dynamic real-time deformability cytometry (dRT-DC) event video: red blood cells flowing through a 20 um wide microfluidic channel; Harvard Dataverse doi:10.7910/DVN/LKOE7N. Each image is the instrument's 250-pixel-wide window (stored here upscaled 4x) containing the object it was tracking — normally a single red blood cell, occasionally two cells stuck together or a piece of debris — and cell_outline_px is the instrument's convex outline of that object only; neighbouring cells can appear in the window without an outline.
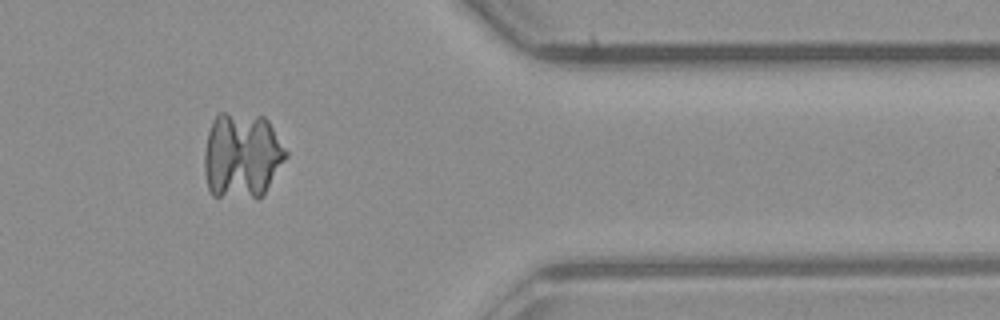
{"species": "common noctule bat (a hibernating species)", "species_latin": "Nyctalus noctula", "temperature_condition": "room temperature", "stored_images_in_passage": 36, "segment_of_instrument_passage": [2, 2], "camera_frame_rate_fps": 3000, "um_per_image_px": 0.085, "animal": {"sex": "male", "body_mass_g": 23.1, "forearm_length_mm": 52.7}, "frame": {"image": 1, "passage_image": 27, "time_ms": 8.667, "image_size_px": [1000, 320], "cell_outline_px": [[284, 156], [260, 196], [256, 196], [252, 192], [248, 184], [248, 180], [264, 120], [268, 124], [284, 152]], "centroid_in_image_um": [22.52, 13.64], "position_along_channel_um": 388.9, "area_um2": 10.4}}